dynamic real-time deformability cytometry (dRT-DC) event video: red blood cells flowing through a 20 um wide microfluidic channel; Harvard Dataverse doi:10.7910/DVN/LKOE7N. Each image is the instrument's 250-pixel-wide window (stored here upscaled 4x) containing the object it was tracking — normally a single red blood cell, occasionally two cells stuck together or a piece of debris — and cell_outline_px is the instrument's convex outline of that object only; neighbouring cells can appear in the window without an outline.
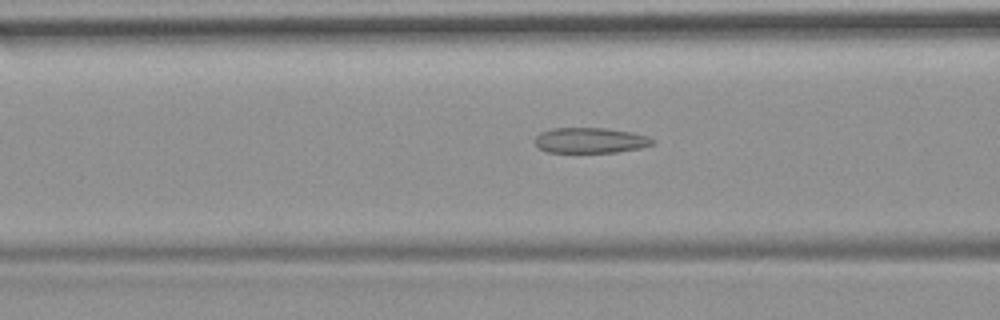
{"species": "common noctule bat (a hibernating species)", "species_latin": "Nyctalus noctula", "temperature_condition": "room temperature", "stored_images_in_passage": 53, "camera_frame_rate_fps": 3000, "um_per_image_px": 0.085, "animal": {"sex": "female", "body_mass_g": 19.9}, "frame": {"image": 1, "passage_image": 20, "time_ms": 6.333, "image_size_px": [1000, 320], "cell_outline_px": [[656, 144], [640, 148], [616, 152], [548, 152], [540, 148], [536, 144], [536, 136], [540, 132], [552, 128], [604, 128], [632, 132], [648, 136], [656, 140]], "centroid_in_image_um": [50.23, 11.93], "position_along_channel_um": 116.4, "area_um2": 17.46}}
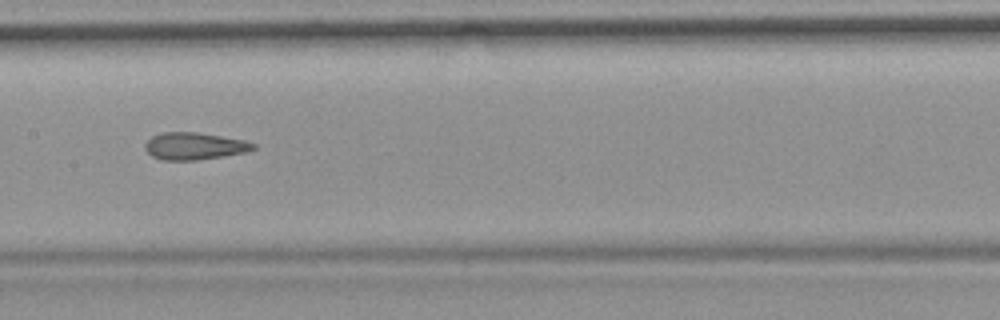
{"frame": {"image": 2, "passage_image": 26, "time_ms": 8.333, "image_size_px": [1000, 320], "cell_outline_px": [[256, 148], [248, 152], [196, 160], [160, 160], [152, 156], [144, 148], [144, 144], [152, 136], [164, 132], [196, 132], [244, 140], [256, 144]], "centroid_in_image_um": [16.52, 12.42], "position_along_channel_um": 190.9, "area_um2": 17.11}}
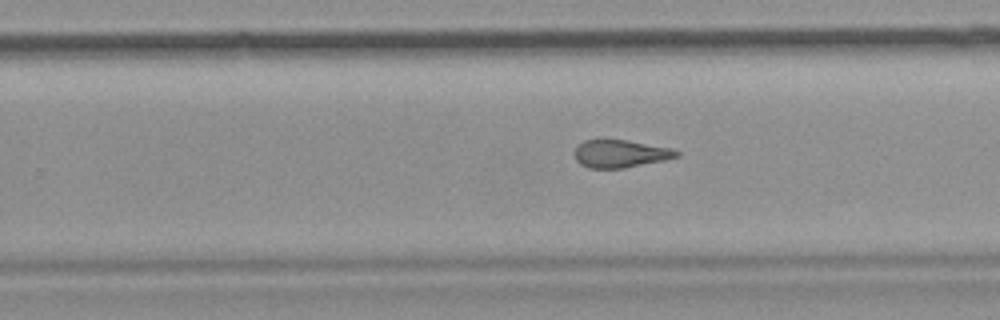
{"frame": {"image": 3, "passage_image": 33, "time_ms": 10.667, "image_size_px": [1000, 320], "cell_outline_px": [[680, 156], [664, 160], [624, 168], [588, 168], [580, 164], [576, 160], [576, 148], [584, 140], [628, 140], [672, 148], [680, 152]], "centroid_in_image_um": [52.77, 13.07], "position_along_channel_um": 277.0, "area_um2": 16.36}, "authors_computed_cell_mechanics": {"area_um2": 18.2648, "velocity_mm_per_s": 3.7176, "shape_relaxation_time_tau1_ms": null, "shape_relaxation_time_tau2_ms": 1.6352, "deformation_change_tau1": null, "deformation_change_tau2": 0.0988}}